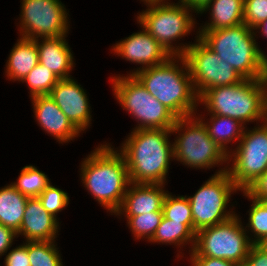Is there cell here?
<instances>
[{
    "mask_svg": "<svg viewBox=\"0 0 267 266\" xmlns=\"http://www.w3.org/2000/svg\"><path fill=\"white\" fill-rule=\"evenodd\" d=\"M112 90L123 110L137 119L136 129H169L176 117L153 97L133 75L113 76Z\"/></svg>",
    "mask_w": 267,
    "mask_h": 266,
    "instance_id": "ba28073f",
    "label": "cell"
},
{
    "mask_svg": "<svg viewBox=\"0 0 267 266\" xmlns=\"http://www.w3.org/2000/svg\"><path fill=\"white\" fill-rule=\"evenodd\" d=\"M253 30L255 34L260 33L261 36H265L267 38V19L257 25Z\"/></svg>",
    "mask_w": 267,
    "mask_h": 266,
    "instance_id": "f35d334b",
    "label": "cell"
},
{
    "mask_svg": "<svg viewBox=\"0 0 267 266\" xmlns=\"http://www.w3.org/2000/svg\"><path fill=\"white\" fill-rule=\"evenodd\" d=\"M234 149H229L227 172L242 192L267 170V120L254 126L252 130H248L246 126Z\"/></svg>",
    "mask_w": 267,
    "mask_h": 266,
    "instance_id": "8fae6325",
    "label": "cell"
},
{
    "mask_svg": "<svg viewBox=\"0 0 267 266\" xmlns=\"http://www.w3.org/2000/svg\"><path fill=\"white\" fill-rule=\"evenodd\" d=\"M210 118L205 122L204 116L198 115L197 117L205 125L208 135L210 138L226 153L229 154L228 143L231 142H240L245 125L242 124L239 120L219 116V115H209Z\"/></svg>",
    "mask_w": 267,
    "mask_h": 266,
    "instance_id": "7402d4cb",
    "label": "cell"
},
{
    "mask_svg": "<svg viewBox=\"0 0 267 266\" xmlns=\"http://www.w3.org/2000/svg\"><path fill=\"white\" fill-rule=\"evenodd\" d=\"M21 9L20 36L35 40L69 33V14L60 0H22Z\"/></svg>",
    "mask_w": 267,
    "mask_h": 266,
    "instance_id": "4fadbf2b",
    "label": "cell"
},
{
    "mask_svg": "<svg viewBox=\"0 0 267 266\" xmlns=\"http://www.w3.org/2000/svg\"><path fill=\"white\" fill-rule=\"evenodd\" d=\"M227 168L228 164L224 165L193 196H187L195 235L199 230L223 223L236 215L233 208L226 211L231 194L240 191L230 178Z\"/></svg>",
    "mask_w": 267,
    "mask_h": 266,
    "instance_id": "9c48e42d",
    "label": "cell"
},
{
    "mask_svg": "<svg viewBox=\"0 0 267 266\" xmlns=\"http://www.w3.org/2000/svg\"><path fill=\"white\" fill-rule=\"evenodd\" d=\"M16 248L11 249L8 254H5V266H31L30 259L27 254V241L23 242Z\"/></svg>",
    "mask_w": 267,
    "mask_h": 266,
    "instance_id": "836d02e7",
    "label": "cell"
},
{
    "mask_svg": "<svg viewBox=\"0 0 267 266\" xmlns=\"http://www.w3.org/2000/svg\"><path fill=\"white\" fill-rule=\"evenodd\" d=\"M56 241L27 242L31 266H63Z\"/></svg>",
    "mask_w": 267,
    "mask_h": 266,
    "instance_id": "4316f807",
    "label": "cell"
},
{
    "mask_svg": "<svg viewBox=\"0 0 267 266\" xmlns=\"http://www.w3.org/2000/svg\"><path fill=\"white\" fill-rule=\"evenodd\" d=\"M267 19V0H244V23L251 29Z\"/></svg>",
    "mask_w": 267,
    "mask_h": 266,
    "instance_id": "1f68e13d",
    "label": "cell"
},
{
    "mask_svg": "<svg viewBox=\"0 0 267 266\" xmlns=\"http://www.w3.org/2000/svg\"><path fill=\"white\" fill-rule=\"evenodd\" d=\"M191 266H241L238 263L213 257H190Z\"/></svg>",
    "mask_w": 267,
    "mask_h": 266,
    "instance_id": "8d00e7d4",
    "label": "cell"
},
{
    "mask_svg": "<svg viewBox=\"0 0 267 266\" xmlns=\"http://www.w3.org/2000/svg\"><path fill=\"white\" fill-rule=\"evenodd\" d=\"M198 38L244 79H267V55L257 34L245 23L214 31H196Z\"/></svg>",
    "mask_w": 267,
    "mask_h": 266,
    "instance_id": "277c9868",
    "label": "cell"
},
{
    "mask_svg": "<svg viewBox=\"0 0 267 266\" xmlns=\"http://www.w3.org/2000/svg\"><path fill=\"white\" fill-rule=\"evenodd\" d=\"M66 37L40 38V42L39 39H35L39 63L49 68L59 79L72 78L70 72L75 64Z\"/></svg>",
    "mask_w": 267,
    "mask_h": 266,
    "instance_id": "d6986e66",
    "label": "cell"
},
{
    "mask_svg": "<svg viewBox=\"0 0 267 266\" xmlns=\"http://www.w3.org/2000/svg\"><path fill=\"white\" fill-rule=\"evenodd\" d=\"M111 144H101L81 163L85 189L111 215L120 208L130 184L128 169L123 155Z\"/></svg>",
    "mask_w": 267,
    "mask_h": 266,
    "instance_id": "3957f363",
    "label": "cell"
},
{
    "mask_svg": "<svg viewBox=\"0 0 267 266\" xmlns=\"http://www.w3.org/2000/svg\"><path fill=\"white\" fill-rule=\"evenodd\" d=\"M59 80L49 68L38 63L21 82L27 83L32 98L50 95Z\"/></svg>",
    "mask_w": 267,
    "mask_h": 266,
    "instance_id": "f1b7e54d",
    "label": "cell"
},
{
    "mask_svg": "<svg viewBox=\"0 0 267 266\" xmlns=\"http://www.w3.org/2000/svg\"><path fill=\"white\" fill-rule=\"evenodd\" d=\"M21 194L33 198L38 197L50 184L48 176L33 165L22 168L16 182L11 183Z\"/></svg>",
    "mask_w": 267,
    "mask_h": 266,
    "instance_id": "d4e9b609",
    "label": "cell"
},
{
    "mask_svg": "<svg viewBox=\"0 0 267 266\" xmlns=\"http://www.w3.org/2000/svg\"><path fill=\"white\" fill-rule=\"evenodd\" d=\"M133 76L176 118L197 114L199 96L183 56H171L164 63L136 71Z\"/></svg>",
    "mask_w": 267,
    "mask_h": 266,
    "instance_id": "7a4b0ae2",
    "label": "cell"
},
{
    "mask_svg": "<svg viewBox=\"0 0 267 266\" xmlns=\"http://www.w3.org/2000/svg\"><path fill=\"white\" fill-rule=\"evenodd\" d=\"M59 221L47 212L38 197L28 198L19 230L27 242L55 241L59 232Z\"/></svg>",
    "mask_w": 267,
    "mask_h": 266,
    "instance_id": "e0dca14e",
    "label": "cell"
},
{
    "mask_svg": "<svg viewBox=\"0 0 267 266\" xmlns=\"http://www.w3.org/2000/svg\"><path fill=\"white\" fill-rule=\"evenodd\" d=\"M38 63V49L35 40L20 37L6 62V77L11 81L21 82Z\"/></svg>",
    "mask_w": 267,
    "mask_h": 266,
    "instance_id": "44dd1931",
    "label": "cell"
},
{
    "mask_svg": "<svg viewBox=\"0 0 267 266\" xmlns=\"http://www.w3.org/2000/svg\"><path fill=\"white\" fill-rule=\"evenodd\" d=\"M171 134L169 129H136L129 133L119 152L125 159L130 182L167 183L173 160Z\"/></svg>",
    "mask_w": 267,
    "mask_h": 266,
    "instance_id": "6da1fadb",
    "label": "cell"
},
{
    "mask_svg": "<svg viewBox=\"0 0 267 266\" xmlns=\"http://www.w3.org/2000/svg\"><path fill=\"white\" fill-rule=\"evenodd\" d=\"M167 192L164 197L162 211L163 217L185 224L193 232V218L190 201L187 196H174Z\"/></svg>",
    "mask_w": 267,
    "mask_h": 266,
    "instance_id": "83f0119b",
    "label": "cell"
},
{
    "mask_svg": "<svg viewBox=\"0 0 267 266\" xmlns=\"http://www.w3.org/2000/svg\"><path fill=\"white\" fill-rule=\"evenodd\" d=\"M241 217L231 219L199 230L195 235V246L190 257H213L242 265L253 245L249 240Z\"/></svg>",
    "mask_w": 267,
    "mask_h": 266,
    "instance_id": "30bf717a",
    "label": "cell"
},
{
    "mask_svg": "<svg viewBox=\"0 0 267 266\" xmlns=\"http://www.w3.org/2000/svg\"><path fill=\"white\" fill-rule=\"evenodd\" d=\"M43 208L57 218L58 212H61L69 204L68 193L50 184L39 196Z\"/></svg>",
    "mask_w": 267,
    "mask_h": 266,
    "instance_id": "4dcf8cb0",
    "label": "cell"
},
{
    "mask_svg": "<svg viewBox=\"0 0 267 266\" xmlns=\"http://www.w3.org/2000/svg\"><path fill=\"white\" fill-rule=\"evenodd\" d=\"M125 218H127L126 223L132 231L135 240L145 238L149 241L162 221L163 212H149L142 215L125 216Z\"/></svg>",
    "mask_w": 267,
    "mask_h": 266,
    "instance_id": "f546056e",
    "label": "cell"
},
{
    "mask_svg": "<svg viewBox=\"0 0 267 266\" xmlns=\"http://www.w3.org/2000/svg\"><path fill=\"white\" fill-rule=\"evenodd\" d=\"M263 245L267 248V241Z\"/></svg>",
    "mask_w": 267,
    "mask_h": 266,
    "instance_id": "ab89813d",
    "label": "cell"
},
{
    "mask_svg": "<svg viewBox=\"0 0 267 266\" xmlns=\"http://www.w3.org/2000/svg\"><path fill=\"white\" fill-rule=\"evenodd\" d=\"M15 238H18L17 233L12 228L0 224V256L10 250Z\"/></svg>",
    "mask_w": 267,
    "mask_h": 266,
    "instance_id": "d590c367",
    "label": "cell"
},
{
    "mask_svg": "<svg viewBox=\"0 0 267 266\" xmlns=\"http://www.w3.org/2000/svg\"><path fill=\"white\" fill-rule=\"evenodd\" d=\"M207 114L247 122L267 120V79H243L231 86L207 89L199 96Z\"/></svg>",
    "mask_w": 267,
    "mask_h": 266,
    "instance_id": "5b68a950",
    "label": "cell"
},
{
    "mask_svg": "<svg viewBox=\"0 0 267 266\" xmlns=\"http://www.w3.org/2000/svg\"><path fill=\"white\" fill-rule=\"evenodd\" d=\"M210 12V22L198 28L199 31H214L238 26L244 23V0H211L198 12Z\"/></svg>",
    "mask_w": 267,
    "mask_h": 266,
    "instance_id": "ffe728a7",
    "label": "cell"
},
{
    "mask_svg": "<svg viewBox=\"0 0 267 266\" xmlns=\"http://www.w3.org/2000/svg\"><path fill=\"white\" fill-rule=\"evenodd\" d=\"M167 1L169 0L145 1L147 9L138 14L137 23L171 56H183L191 44L182 43V46L173 42L190 35L196 24L192 13H198L180 0L177 3Z\"/></svg>",
    "mask_w": 267,
    "mask_h": 266,
    "instance_id": "8992f818",
    "label": "cell"
},
{
    "mask_svg": "<svg viewBox=\"0 0 267 266\" xmlns=\"http://www.w3.org/2000/svg\"><path fill=\"white\" fill-rule=\"evenodd\" d=\"M28 198L11 183L0 188V224L17 232L24 217Z\"/></svg>",
    "mask_w": 267,
    "mask_h": 266,
    "instance_id": "603a6c76",
    "label": "cell"
},
{
    "mask_svg": "<svg viewBox=\"0 0 267 266\" xmlns=\"http://www.w3.org/2000/svg\"><path fill=\"white\" fill-rule=\"evenodd\" d=\"M126 61L142 65L136 71L166 62L171 55L144 28L113 45L112 52Z\"/></svg>",
    "mask_w": 267,
    "mask_h": 266,
    "instance_id": "5bb4252c",
    "label": "cell"
},
{
    "mask_svg": "<svg viewBox=\"0 0 267 266\" xmlns=\"http://www.w3.org/2000/svg\"><path fill=\"white\" fill-rule=\"evenodd\" d=\"M195 116L176 119L171 129L172 134H178L172 142L173 160L192 169L210 170L215 165L228 164V154L210 138L203 122Z\"/></svg>",
    "mask_w": 267,
    "mask_h": 266,
    "instance_id": "52a82bcc",
    "label": "cell"
},
{
    "mask_svg": "<svg viewBox=\"0 0 267 266\" xmlns=\"http://www.w3.org/2000/svg\"><path fill=\"white\" fill-rule=\"evenodd\" d=\"M148 242L174 244L179 246L180 249V246L184 247L185 244H190L192 246L190 252L195 246V234L185 224L163 217L153 237Z\"/></svg>",
    "mask_w": 267,
    "mask_h": 266,
    "instance_id": "cb8c5ba5",
    "label": "cell"
},
{
    "mask_svg": "<svg viewBox=\"0 0 267 266\" xmlns=\"http://www.w3.org/2000/svg\"><path fill=\"white\" fill-rule=\"evenodd\" d=\"M34 116L42 130L53 136L59 143H68L80 135V131L70 122L66 115L49 96L31 98Z\"/></svg>",
    "mask_w": 267,
    "mask_h": 266,
    "instance_id": "2e32d148",
    "label": "cell"
},
{
    "mask_svg": "<svg viewBox=\"0 0 267 266\" xmlns=\"http://www.w3.org/2000/svg\"><path fill=\"white\" fill-rule=\"evenodd\" d=\"M193 8L197 13L211 0H180Z\"/></svg>",
    "mask_w": 267,
    "mask_h": 266,
    "instance_id": "74e56055",
    "label": "cell"
},
{
    "mask_svg": "<svg viewBox=\"0 0 267 266\" xmlns=\"http://www.w3.org/2000/svg\"><path fill=\"white\" fill-rule=\"evenodd\" d=\"M84 90L74 78L60 79L49 95L80 132L85 131L92 121L91 106Z\"/></svg>",
    "mask_w": 267,
    "mask_h": 266,
    "instance_id": "9a60e30c",
    "label": "cell"
},
{
    "mask_svg": "<svg viewBox=\"0 0 267 266\" xmlns=\"http://www.w3.org/2000/svg\"><path fill=\"white\" fill-rule=\"evenodd\" d=\"M241 266H267V248L263 244H253Z\"/></svg>",
    "mask_w": 267,
    "mask_h": 266,
    "instance_id": "e575fe53",
    "label": "cell"
},
{
    "mask_svg": "<svg viewBox=\"0 0 267 266\" xmlns=\"http://www.w3.org/2000/svg\"><path fill=\"white\" fill-rule=\"evenodd\" d=\"M243 196L255 200H267V170L252 181L243 191Z\"/></svg>",
    "mask_w": 267,
    "mask_h": 266,
    "instance_id": "d6a6232c",
    "label": "cell"
},
{
    "mask_svg": "<svg viewBox=\"0 0 267 266\" xmlns=\"http://www.w3.org/2000/svg\"><path fill=\"white\" fill-rule=\"evenodd\" d=\"M195 38L196 42L189 46L183 57L198 96L207 89L235 85L244 79L230 64L208 48L198 36Z\"/></svg>",
    "mask_w": 267,
    "mask_h": 266,
    "instance_id": "7c38bea8",
    "label": "cell"
},
{
    "mask_svg": "<svg viewBox=\"0 0 267 266\" xmlns=\"http://www.w3.org/2000/svg\"><path fill=\"white\" fill-rule=\"evenodd\" d=\"M165 184H147L130 182L116 216H136L151 212H163L162 205L168 191Z\"/></svg>",
    "mask_w": 267,
    "mask_h": 266,
    "instance_id": "ac0fdd59",
    "label": "cell"
},
{
    "mask_svg": "<svg viewBox=\"0 0 267 266\" xmlns=\"http://www.w3.org/2000/svg\"><path fill=\"white\" fill-rule=\"evenodd\" d=\"M248 199L252 204L248 211V224L244 228L253 234L254 238L249 237L252 244H264L267 241V200Z\"/></svg>",
    "mask_w": 267,
    "mask_h": 266,
    "instance_id": "484cf974",
    "label": "cell"
}]
</instances>
